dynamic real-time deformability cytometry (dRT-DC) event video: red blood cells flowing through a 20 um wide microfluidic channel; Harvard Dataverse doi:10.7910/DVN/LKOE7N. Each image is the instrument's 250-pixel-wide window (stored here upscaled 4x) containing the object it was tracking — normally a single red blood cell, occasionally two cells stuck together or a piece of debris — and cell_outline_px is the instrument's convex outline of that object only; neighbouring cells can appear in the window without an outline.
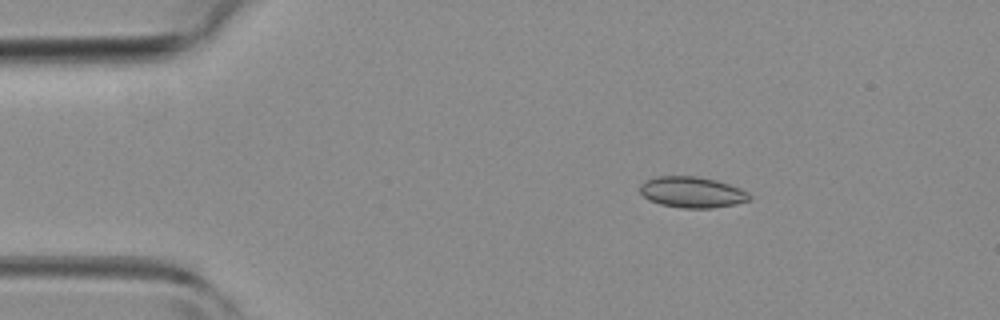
{"species": "common noctule bat (a hibernating species)", "species_latin": "Nyctalus noctula", "temperature_condition": "room temperature", "stored_images_in_passage": 2, "camera_frame_rate_fps": 3000, "um_per_image_px": 0.085, "animal": {"sex": "female", "body_mass_g": 19.3, "forearm_length_mm": 54.1}, "frame": {"image": 1, "passage_image": 1, "time_ms": 0.0, "image_size_px": [1000, 320], "cell_outline_px": [[752, 200], [736, 204], [712, 208], [680, 208], [660, 204], [648, 200], [640, 192], [640, 184], [644, 180], [656, 176], [696, 176], [716, 180], [740, 188], [748, 192], [752, 196]], "centroid_in_image_um": [58.83, 16.34], "position_along_channel_um": 26.2, "area_um2": 20.0}}
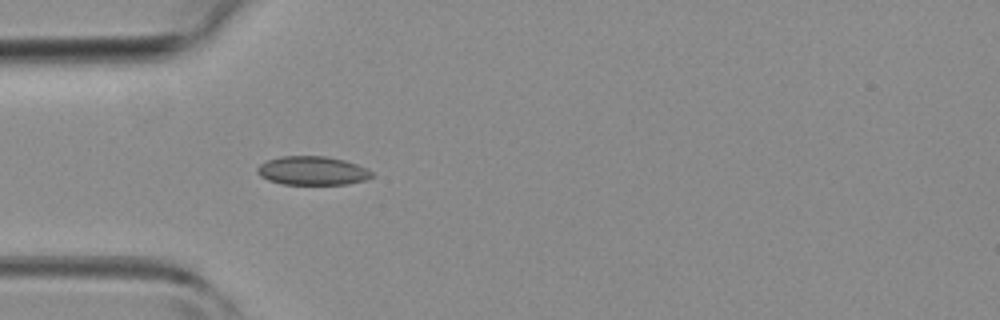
{"frame": {"image": 2, "passage_image": 2, "time_ms": 2.0, "image_size_px": [1000, 320], "cell_outline_px": [[376, 176], [364, 180], [348, 184], [280, 184], [268, 180], [260, 176], [256, 172], [256, 168], [260, 164], [268, 160], [280, 156], [324, 156], [344, 160], [368, 168]], "centroid_in_image_um": [26.55, 14.51], "position_along_channel_um": 58.4, "area_um2": 19.31}}